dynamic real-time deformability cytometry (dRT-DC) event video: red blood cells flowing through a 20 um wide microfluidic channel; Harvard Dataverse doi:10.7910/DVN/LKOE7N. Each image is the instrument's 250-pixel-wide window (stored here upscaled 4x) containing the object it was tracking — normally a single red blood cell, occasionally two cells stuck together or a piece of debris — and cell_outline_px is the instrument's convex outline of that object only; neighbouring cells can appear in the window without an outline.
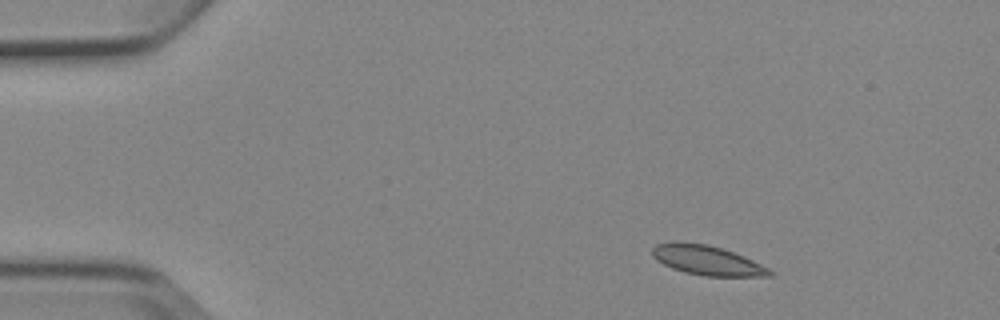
{"species": "Egyptian fruit bat (a non-hibernating species)", "species_latin": "Rousettus aegyptiacus", "temperature_condition": "cold", "stored_images_in_passage": 4, "camera_frame_rate_fps": 3000, "um_per_image_px": 0.085, "animal": {"sex": "female"}, "frame": {"image": 1, "passage_image": 1, "time_ms": 0.0, "image_size_px": [1000, 320], "cell_outline_px": [[776, 272], [772, 276], [704, 276], [684, 272], [672, 268], [656, 260], [652, 256], [652, 248], [656, 244], [680, 240], [708, 244], [744, 256]], "centroid_in_image_um": [60.08, 22.11], "position_along_channel_um": 24.9, "area_um2": 20.4}}
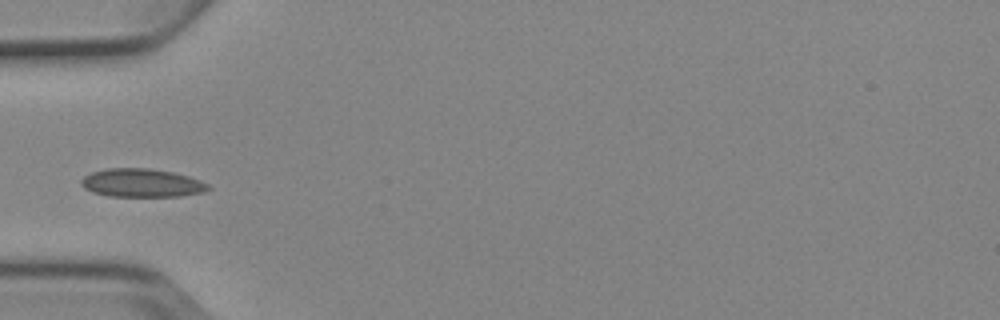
{"frame": {"image": 2, "passage_image": 4, "time_ms": 3.333, "image_size_px": [1000, 320], "cell_outline_px": [[212, 188], [200, 192], [180, 196], [108, 196], [92, 192], [84, 188], [80, 184], [80, 180], [84, 176], [92, 172], [104, 168], [148, 168], [172, 172], [188, 176], [200, 180], [208, 184]], "centroid_in_image_um": [12.0, 15.54], "position_along_channel_um": 73.0, "area_um2": 20.98}}